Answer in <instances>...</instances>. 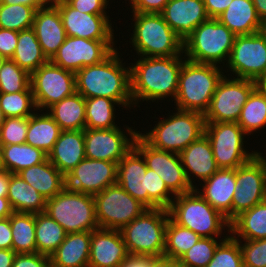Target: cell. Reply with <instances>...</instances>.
<instances>
[{
  "label": "cell",
  "mask_w": 266,
  "mask_h": 267,
  "mask_svg": "<svg viewBox=\"0 0 266 267\" xmlns=\"http://www.w3.org/2000/svg\"><path fill=\"white\" fill-rule=\"evenodd\" d=\"M183 53L169 57H140L130 65L131 95L136 107L141 100H175ZM184 60H183V59ZM139 101V102H138Z\"/></svg>",
  "instance_id": "6da1fadb"
},
{
  "label": "cell",
  "mask_w": 266,
  "mask_h": 267,
  "mask_svg": "<svg viewBox=\"0 0 266 267\" xmlns=\"http://www.w3.org/2000/svg\"><path fill=\"white\" fill-rule=\"evenodd\" d=\"M115 49L101 63L86 66L76 75V92L84 98L107 97L121 104V107H134L131 95L130 66L122 63ZM126 66V67H125ZM132 104V105H131Z\"/></svg>",
  "instance_id": "7a4b0ae2"
},
{
  "label": "cell",
  "mask_w": 266,
  "mask_h": 267,
  "mask_svg": "<svg viewBox=\"0 0 266 267\" xmlns=\"http://www.w3.org/2000/svg\"><path fill=\"white\" fill-rule=\"evenodd\" d=\"M220 66L186 59L179 74L175 109L205 114L216 87L225 74Z\"/></svg>",
  "instance_id": "3957f363"
},
{
  "label": "cell",
  "mask_w": 266,
  "mask_h": 267,
  "mask_svg": "<svg viewBox=\"0 0 266 267\" xmlns=\"http://www.w3.org/2000/svg\"><path fill=\"white\" fill-rule=\"evenodd\" d=\"M168 213L176 224L192 230L200 237L221 238L222 230L230 232V222L226 217L214 209L195 189L176 195Z\"/></svg>",
  "instance_id": "277c9868"
},
{
  "label": "cell",
  "mask_w": 266,
  "mask_h": 267,
  "mask_svg": "<svg viewBox=\"0 0 266 267\" xmlns=\"http://www.w3.org/2000/svg\"><path fill=\"white\" fill-rule=\"evenodd\" d=\"M166 119L159 120L147 133L138 134L152 147L181 153L205 132L204 114L195 111L175 110Z\"/></svg>",
  "instance_id": "5b68a950"
},
{
  "label": "cell",
  "mask_w": 266,
  "mask_h": 267,
  "mask_svg": "<svg viewBox=\"0 0 266 267\" xmlns=\"http://www.w3.org/2000/svg\"><path fill=\"white\" fill-rule=\"evenodd\" d=\"M131 44L140 57H169L183 53V41L165 22L162 14L132 12Z\"/></svg>",
  "instance_id": "8992f818"
},
{
  "label": "cell",
  "mask_w": 266,
  "mask_h": 267,
  "mask_svg": "<svg viewBox=\"0 0 266 267\" xmlns=\"http://www.w3.org/2000/svg\"><path fill=\"white\" fill-rule=\"evenodd\" d=\"M236 35L215 18L202 22L183 41V54L195 63H227ZM225 61V62H224Z\"/></svg>",
  "instance_id": "52a82bcc"
},
{
  "label": "cell",
  "mask_w": 266,
  "mask_h": 267,
  "mask_svg": "<svg viewBox=\"0 0 266 267\" xmlns=\"http://www.w3.org/2000/svg\"><path fill=\"white\" fill-rule=\"evenodd\" d=\"M168 209L148 208L120 231L128 254L164 256Z\"/></svg>",
  "instance_id": "ba28073f"
},
{
  "label": "cell",
  "mask_w": 266,
  "mask_h": 267,
  "mask_svg": "<svg viewBox=\"0 0 266 267\" xmlns=\"http://www.w3.org/2000/svg\"><path fill=\"white\" fill-rule=\"evenodd\" d=\"M45 212L59 223L66 233L92 232L99 228L94 196L68 187L46 200Z\"/></svg>",
  "instance_id": "9c48e42d"
},
{
  "label": "cell",
  "mask_w": 266,
  "mask_h": 267,
  "mask_svg": "<svg viewBox=\"0 0 266 267\" xmlns=\"http://www.w3.org/2000/svg\"><path fill=\"white\" fill-rule=\"evenodd\" d=\"M205 123L204 134L210 141L219 169H236L256 155V151L245 150L243 140L247 134L237 122Z\"/></svg>",
  "instance_id": "30bf717a"
},
{
  "label": "cell",
  "mask_w": 266,
  "mask_h": 267,
  "mask_svg": "<svg viewBox=\"0 0 266 267\" xmlns=\"http://www.w3.org/2000/svg\"><path fill=\"white\" fill-rule=\"evenodd\" d=\"M96 220L99 228L121 230L148 209L134 199L118 183L94 195Z\"/></svg>",
  "instance_id": "8fae6325"
},
{
  "label": "cell",
  "mask_w": 266,
  "mask_h": 267,
  "mask_svg": "<svg viewBox=\"0 0 266 267\" xmlns=\"http://www.w3.org/2000/svg\"><path fill=\"white\" fill-rule=\"evenodd\" d=\"M255 89L253 80L224 75L204 114L205 122H237L242 107Z\"/></svg>",
  "instance_id": "7c38bea8"
},
{
  "label": "cell",
  "mask_w": 266,
  "mask_h": 267,
  "mask_svg": "<svg viewBox=\"0 0 266 267\" xmlns=\"http://www.w3.org/2000/svg\"><path fill=\"white\" fill-rule=\"evenodd\" d=\"M30 85L41 113L76 92V75L49 60L31 74Z\"/></svg>",
  "instance_id": "4fadbf2b"
},
{
  "label": "cell",
  "mask_w": 266,
  "mask_h": 267,
  "mask_svg": "<svg viewBox=\"0 0 266 267\" xmlns=\"http://www.w3.org/2000/svg\"><path fill=\"white\" fill-rule=\"evenodd\" d=\"M114 40H89L67 36L52 63L76 73L78 70L101 63L114 50Z\"/></svg>",
  "instance_id": "5bb4252c"
},
{
  "label": "cell",
  "mask_w": 266,
  "mask_h": 267,
  "mask_svg": "<svg viewBox=\"0 0 266 267\" xmlns=\"http://www.w3.org/2000/svg\"><path fill=\"white\" fill-rule=\"evenodd\" d=\"M113 129H84L85 157L118 163L133 147L139 131L126 126Z\"/></svg>",
  "instance_id": "9a60e30c"
},
{
  "label": "cell",
  "mask_w": 266,
  "mask_h": 267,
  "mask_svg": "<svg viewBox=\"0 0 266 267\" xmlns=\"http://www.w3.org/2000/svg\"><path fill=\"white\" fill-rule=\"evenodd\" d=\"M134 147L142 154L147 168L155 171L175 196L191 192L195 189L190 185L186 177L178 153L154 148L139 134L135 139Z\"/></svg>",
  "instance_id": "2e32d148"
},
{
  "label": "cell",
  "mask_w": 266,
  "mask_h": 267,
  "mask_svg": "<svg viewBox=\"0 0 266 267\" xmlns=\"http://www.w3.org/2000/svg\"><path fill=\"white\" fill-rule=\"evenodd\" d=\"M226 66L234 78L256 81L266 74V41L258 33L236 35Z\"/></svg>",
  "instance_id": "e0dca14e"
},
{
  "label": "cell",
  "mask_w": 266,
  "mask_h": 267,
  "mask_svg": "<svg viewBox=\"0 0 266 267\" xmlns=\"http://www.w3.org/2000/svg\"><path fill=\"white\" fill-rule=\"evenodd\" d=\"M236 182L232 220L243 211L266 200V172L262 161L256 155L236 168Z\"/></svg>",
  "instance_id": "ac0fdd59"
},
{
  "label": "cell",
  "mask_w": 266,
  "mask_h": 267,
  "mask_svg": "<svg viewBox=\"0 0 266 267\" xmlns=\"http://www.w3.org/2000/svg\"><path fill=\"white\" fill-rule=\"evenodd\" d=\"M118 163L84 158L66 176V187L95 195L117 183Z\"/></svg>",
  "instance_id": "d6986e66"
},
{
  "label": "cell",
  "mask_w": 266,
  "mask_h": 267,
  "mask_svg": "<svg viewBox=\"0 0 266 267\" xmlns=\"http://www.w3.org/2000/svg\"><path fill=\"white\" fill-rule=\"evenodd\" d=\"M59 10L66 36L89 40H114V29L107 14L82 13L68 3L56 7Z\"/></svg>",
  "instance_id": "ffe728a7"
},
{
  "label": "cell",
  "mask_w": 266,
  "mask_h": 267,
  "mask_svg": "<svg viewBox=\"0 0 266 267\" xmlns=\"http://www.w3.org/2000/svg\"><path fill=\"white\" fill-rule=\"evenodd\" d=\"M128 255L120 230L98 228L91 232L88 267H120Z\"/></svg>",
  "instance_id": "44dd1931"
},
{
  "label": "cell",
  "mask_w": 266,
  "mask_h": 267,
  "mask_svg": "<svg viewBox=\"0 0 266 267\" xmlns=\"http://www.w3.org/2000/svg\"><path fill=\"white\" fill-rule=\"evenodd\" d=\"M161 14L182 41L209 19L203 0H169Z\"/></svg>",
  "instance_id": "7402d4cb"
},
{
  "label": "cell",
  "mask_w": 266,
  "mask_h": 267,
  "mask_svg": "<svg viewBox=\"0 0 266 267\" xmlns=\"http://www.w3.org/2000/svg\"><path fill=\"white\" fill-rule=\"evenodd\" d=\"M202 190H195L226 219L232 221V201L236 182V169H218L210 178L203 181ZM198 188V189H197ZM202 192H200V191Z\"/></svg>",
  "instance_id": "603a6c76"
},
{
  "label": "cell",
  "mask_w": 266,
  "mask_h": 267,
  "mask_svg": "<svg viewBox=\"0 0 266 267\" xmlns=\"http://www.w3.org/2000/svg\"><path fill=\"white\" fill-rule=\"evenodd\" d=\"M179 155L186 177L194 188L197 186L193 184V177L204 181L219 169L214 159L210 141L205 134L189 144Z\"/></svg>",
  "instance_id": "cb8c5ba5"
},
{
  "label": "cell",
  "mask_w": 266,
  "mask_h": 267,
  "mask_svg": "<svg viewBox=\"0 0 266 267\" xmlns=\"http://www.w3.org/2000/svg\"><path fill=\"white\" fill-rule=\"evenodd\" d=\"M32 28L43 53L51 60L67 37L59 10L56 7L38 9Z\"/></svg>",
  "instance_id": "d4e9b609"
},
{
  "label": "cell",
  "mask_w": 266,
  "mask_h": 267,
  "mask_svg": "<svg viewBox=\"0 0 266 267\" xmlns=\"http://www.w3.org/2000/svg\"><path fill=\"white\" fill-rule=\"evenodd\" d=\"M147 165L142 154L133 147L119 162L117 183L134 199L147 207Z\"/></svg>",
  "instance_id": "484cf974"
},
{
  "label": "cell",
  "mask_w": 266,
  "mask_h": 267,
  "mask_svg": "<svg viewBox=\"0 0 266 267\" xmlns=\"http://www.w3.org/2000/svg\"><path fill=\"white\" fill-rule=\"evenodd\" d=\"M84 130L62 131L48 160L66 176L85 158Z\"/></svg>",
  "instance_id": "4316f807"
},
{
  "label": "cell",
  "mask_w": 266,
  "mask_h": 267,
  "mask_svg": "<svg viewBox=\"0 0 266 267\" xmlns=\"http://www.w3.org/2000/svg\"><path fill=\"white\" fill-rule=\"evenodd\" d=\"M91 232L67 233L50 256L51 267H88Z\"/></svg>",
  "instance_id": "83f0119b"
},
{
  "label": "cell",
  "mask_w": 266,
  "mask_h": 267,
  "mask_svg": "<svg viewBox=\"0 0 266 267\" xmlns=\"http://www.w3.org/2000/svg\"><path fill=\"white\" fill-rule=\"evenodd\" d=\"M33 186L46 200L51 199L66 187L65 176L48 160L18 173Z\"/></svg>",
  "instance_id": "f1b7e54d"
},
{
  "label": "cell",
  "mask_w": 266,
  "mask_h": 267,
  "mask_svg": "<svg viewBox=\"0 0 266 267\" xmlns=\"http://www.w3.org/2000/svg\"><path fill=\"white\" fill-rule=\"evenodd\" d=\"M216 19L227 26L235 35L257 33L260 23L252 0H233Z\"/></svg>",
  "instance_id": "f546056e"
},
{
  "label": "cell",
  "mask_w": 266,
  "mask_h": 267,
  "mask_svg": "<svg viewBox=\"0 0 266 267\" xmlns=\"http://www.w3.org/2000/svg\"><path fill=\"white\" fill-rule=\"evenodd\" d=\"M47 111L62 131L85 129V98L78 92L54 103Z\"/></svg>",
  "instance_id": "4dcf8cb0"
},
{
  "label": "cell",
  "mask_w": 266,
  "mask_h": 267,
  "mask_svg": "<svg viewBox=\"0 0 266 267\" xmlns=\"http://www.w3.org/2000/svg\"><path fill=\"white\" fill-rule=\"evenodd\" d=\"M7 198L14 212L42 213L46 199L18 174L10 173Z\"/></svg>",
  "instance_id": "1f68e13d"
},
{
  "label": "cell",
  "mask_w": 266,
  "mask_h": 267,
  "mask_svg": "<svg viewBox=\"0 0 266 267\" xmlns=\"http://www.w3.org/2000/svg\"><path fill=\"white\" fill-rule=\"evenodd\" d=\"M230 233L237 240H242V238L243 240L265 239L266 200L235 217L230 222Z\"/></svg>",
  "instance_id": "d6a6232c"
},
{
  "label": "cell",
  "mask_w": 266,
  "mask_h": 267,
  "mask_svg": "<svg viewBox=\"0 0 266 267\" xmlns=\"http://www.w3.org/2000/svg\"><path fill=\"white\" fill-rule=\"evenodd\" d=\"M61 132L62 129L49 115L48 111L41 114L35 112L28 117V131L25 143L41 149L48 155Z\"/></svg>",
  "instance_id": "836d02e7"
},
{
  "label": "cell",
  "mask_w": 266,
  "mask_h": 267,
  "mask_svg": "<svg viewBox=\"0 0 266 267\" xmlns=\"http://www.w3.org/2000/svg\"><path fill=\"white\" fill-rule=\"evenodd\" d=\"M48 155L41 149L23 144L1 145V167L11 174H18L28 167L44 162Z\"/></svg>",
  "instance_id": "e575fe53"
},
{
  "label": "cell",
  "mask_w": 266,
  "mask_h": 267,
  "mask_svg": "<svg viewBox=\"0 0 266 267\" xmlns=\"http://www.w3.org/2000/svg\"><path fill=\"white\" fill-rule=\"evenodd\" d=\"M11 60L30 75L49 61L32 27L18 32L17 46Z\"/></svg>",
  "instance_id": "d590c367"
},
{
  "label": "cell",
  "mask_w": 266,
  "mask_h": 267,
  "mask_svg": "<svg viewBox=\"0 0 266 267\" xmlns=\"http://www.w3.org/2000/svg\"><path fill=\"white\" fill-rule=\"evenodd\" d=\"M63 227L46 212L35 214V238L37 253L51 256L64 241Z\"/></svg>",
  "instance_id": "8d00e7d4"
},
{
  "label": "cell",
  "mask_w": 266,
  "mask_h": 267,
  "mask_svg": "<svg viewBox=\"0 0 266 267\" xmlns=\"http://www.w3.org/2000/svg\"><path fill=\"white\" fill-rule=\"evenodd\" d=\"M12 250L16 254L36 253L35 214L13 212L10 215Z\"/></svg>",
  "instance_id": "74e56055"
},
{
  "label": "cell",
  "mask_w": 266,
  "mask_h": 267,
  "mask_svg": "<svg viewBox=\"0 0 266 267\" xmlns=\"http://www.w3.org/2000/svg\"><path fill=\"white\" fill-rule=\"evenodd\" d=\"M115 105L121 106L115 100L107 97L85 98L86 129H113L115 123Z\"/></svg>",
  "instance_id": "f35d334b"
},
{
  "label": "cell",
  "mask_w": 266,
  "mask_h": 267,
  "mask_svg": "<svg viewBox=\"0 0 266 267\" xmlns=\"http://www.w3.org/2000/svg\"><path fill=\"white\" fill-rule=\"evenodd\" d=\"M200 238L198 234L176 224L169 217L166 227L164 256L178 261Z\"/></svg>",
  "instance_id": "ab89813d"
},
{
  "label": "cell",
  "mask_w": 266,
  "mask_h": 267,
  "mask_svg": "<svg viewBox=\"0 0 266 267\" xmlns=\"http://www.w3.org/2000/svg\"><path fill=\"white\" fill-rule=\"evenodd\" d=\"M237 123L248 135L266 127V97L255 89L241 109Z\"/></svg>",
  "instance_id": "60d3db41"
},
{
  "label": "cell",
  "mask_w": 266,
  "mask_h": 267,
  "mask_svg": "<svg viewBox=\"0 0 266 267\" xmlns=\"http://www.w3.org/2000/svg\"><path fill=\"white\" fill-rule=\"evenodd\" d=\"M0 107L5 117H30L37 110L31 85L15 93H0Z\"/></svg>",
  "instance_id": "b9f144b4"
},
{
  "label": "cell",
  "mask_w": 266,
  "mask_h": 267,
  "mask_svg": "<svg viewBox=\"0 0 266 267\" xmlns=\"http://www.w3.org/2000/svg\"><path fill=\"white\" fill-rule=\"evenodd\" d=\"M36 9L21 4H0V28L20 32L31 28Z\"/></svg>",
  "instance_id": "7bdbcfd3"
},
{
  "label": "cell",
  "mask_w": 266,
  "mask_h": 267,
  "mask_svg": "<svg viewBox=\"0 0 266 267\" xmlns=\"http://www.w3.org/2000/svg\"><path fill=\"white\" fill-rule=\"evenodd\" d=\"M226 237L227 235L219 241L215 238L201 237L195 245L178 259L179 265L181 267H206L212 260L218 244Z\"/></svg>",
  "instance_id": "ee69618b"
},
{
  "label": "cell",
  "mask_w": 266,
  "mask_h": 267,
  "mask_svg": "<svg viewBox=\"0 0 266 267\" xmlns=\"http://www.w3.org/2000/svg\"><path fill=\"white\" fill-rule=\"evenodd\" d=\"M31 75L13 60L7 59L0 68V93L25 91L30 86Z\"/></svg>",
  "instance_id": "f6af8a7d"
},
{
  "label": "cell",
  "mask_w": 266,
  "mask_h": 267,
  "mask_svg": "<svg viewBox=\"0 0 266 267\" xmlns=\"http://www.w3.org/2000/svg\"><path fill=\"white\" fill-rule=\"evenodd\" d=\"M229 235L218 244L212 260L206 267H243L239 240Z\"/></svg>",
  "instance_id": "bcb514c9"
},
{
  "label": "cell",
  "mask_w": 266,
  "mask_h": 267,
  "mask_svg": "<svg viewBox=\"0 0 266 267\" xmlns=\"http://www.w3.org/2000/svg\"><path fill=\"white\" fill-rule=\"evenodd\" d=\"M146 183L147 208L168 209L175 195L168 189L162 178L155 171L147 168Z\"/></svg>",
  "instance_id": "7dc6e473"
},
{
  "label": "cell",
  "mask_w": 266,
  "mask_h": 267,
  "mask_svg": "<svg viewBox=\"0 0 266 267\" xmlns=\"http://www.w3.org/2000/svg\"><path fill=\"white\" fill-rule=\"evenodd\" d=\"M28 131V117H7L0 129V144H23Z\"/></svg>",
  "instance_id": "c3c4849f"
},
{
  "label": "cell",
  "mask_w": 266,
  "mask_h": 267,
  "mask_svg": "<svg viewBox=\"0 0 266 267\" xmlns=\"http://www.w3.org/2000/svg\"><path fill=\"white\" fill-rule=\"evenodd\" d=\"M239 240L243 256V267H266V238Z\"/></svg>",
  "instance_id": "681fc988"
},
{
  "label": "cell",
  "mask_w": 266,
  "mask_h": 267,
  "mask_svg": "<svg viewBox=\"0 0 266 267\" xmlns=\"http://www.w3.org/2000/svg\"><path fill=\"white\" fill-rule=\"evenodd\" d=\"M12 267H51V259L37 252L16 254Z\"/></svg>",
  "instance_id": "f907efd6"
},
{
  "label": "cell",
  "mask_w": 266,
  "mask_h": 267,
  "mask_svg": "<svg viewBox=\"0 0 266 267\" xmlns=\"http://www.w3.org/2000/svg\"><path fill=\"white\" fill-rule=\"evenodd\" d=\"M68 4L82 13L107 14L109 0H70Z\"/></svg>",
  "instance_id": "816d5d0a"
},
{
  "label": "cell",
  "mask_w": 266,
  "mask_h": 267,
  "mask_svg": "<svg viewBox=\"0 0 266 267\" xmlns=\"http://www.w3.org/2000/svg\"><path fill=\"white\" fill-rule=\"evenodd\" d=\"M18 32L0 28V54L11 59L16 50Z\"/></svg>",
  "instance_id": "f5cc1de1"
},
{
  "label": "cell",
  "mask_w": 266,
  "mask_h": 267,
  "mask_svg": "<svg viewBox=\"0 0 266 267\" xmlns=\"http://www.w3.org/2000/svg\"><path fill=\"white\" fill-rule=\"evenodd\" d=\"M169 0H131L132 12L161 14Z\"/></svg>",
  "instance_id": "db71d44e"
},
{
  "label": "cell",
  "mask_w": 266,
  "mask_h": 267,
  "mask_svg": "<svg viewBox=\"0 0 266 267\" xmlns=\"http://www.w3.org/2000/svg\"><path fill=\"white\" fill-rule=\"evenodd\" d=\"M233 0H203L209 18L221 15Z\"/></svg>",
  "instance_id": "11a10c76"
},
{
  "label": "cell",
  "mask_w": 266,
  "mask_h": 267,
  "mask_svg": "<svg viewBox=\"0 0 266 267\" xmlns=\"http://www.w3.org/2000/svg\"><path fill=\"white\" fill-rule=\"evenodd\" d=\"M0 249L12 250L10 216L5 219H0Z\"/></svg>",
  "instance_id": "9f6ffc18"
},
{
  "label": "cell",
  "mask_w": 266,
  "mask_h": 267,
  "mask_svg": "<svg viewBox=\"0 0 266 267\" xmlns=\"http://www.w3.org/2000/svg\"><path fill=\"white\" fill-rule=\"evenodd\" d=\"M155 257L129 254L120 267H150Z\"/></svg>",
  "instance_id": "6f0895ef"
},
{
  "label": "cell",
  "mask_w": 266,
  "mask_h": 267,
  "mask_svg": "<svg viewBox=\"0 0 266 267\" xmlns=\"http://www.w3.org/2000/svg\"><path fill=\"white\" fill-rule=\"evenodd\" d=\"M3 4H21L33 7L36 10L47 7L44 0H1Z\"/></svg>",
  "instance_id": "680465c9"
},
{
  "label": "cell",
  "mask_w": 266,
  "mask_h": 267,
  "mask_svg": "<svg viewBox=\"0 0 266 267\" xmlns=\"http://www.w3.org/2000/svg\"><path fill=\"white\" fill-rule=\"evenodd\" d=\"M150 267H181L177 260L169 257H155L151 263Z\"/></svg>",
  "instance_id": "91938a15"
},
{
  "label": "cell",
  "mask_w": 266,
  "mask_h": 267,
  "mask_svg": "<svg viewBox=\"0 0 266 267\" xmlns=\"http://www.w3.org/2000/svg\"><path fill=\"white\" fill-rule=\"evenodd\" d=\"M15 256L13 250L0 249V267H12Z\"/></svg>",
  "instance_id": "94428289"
},
{
  "label": "cell",
  "mask_w": 266,
  "mask_h": 267,
  "mask_svg": "<svg viewBox=\"0 0 266 267\" xmlns=\"http://www.w3.org/2000/svg\"><path fill=\"white\" fill-rule=\"evenodd\" d=\"M10 182V172L0 169V197H7Z\"/></svg>",
  "instance_id": "6125c7cd"
},
{
  "label": "cell",
  "mask_w": 266,
  "mask_h": 267,
  "mask_svg": "<svg viewBox=\"0 0 266 267\" xmlns=\"http://www.w3.org/2000/svg\"><path fill=\"white\" fill-rule=\"evenodd\" d=\"M13 212L8 198L0 197V219L8 218Z\"/></svg>",
  "instance_id": "be15d7a7"
},
{
  "label": "cell",
  "mask_w": 266,
  "mask_h": 267,
  "mask_svg": "<svg viewBox=\"0 0 266 267\" xmlns=\"http://www.w3.org/2000/svg\"><path fill=\"white\" fill-rule=\"evenodd\" d=\"M260 19L266 17V0H252Z\"/></svg>",
  "instance_id": "e7e4bbea"
},
{
  "label": "cell",
  "mask_w": 266,
  "mask_h": 267,
  "mask_svg": "<svg viewBox=\"0 0 266 267\" xmlns=\"http://www.w3.org/2000/svg\"><path fill=\"white\" fill-rule=\"evenodd\" d=\"M256 89L266 97V74L262 77H259L256 81Z\"/></svg>",
  "instance_id": "03108f58"
},
{
  "label": "cell",
  "mask_w": 266,
  "mask_h": 267,
  "mask_svg": "<svg viewBox=\"0 0 266 267\" xmlns=\"http://www.w3.org/2000/svg\"><path fill=\"white\" fill-rule=\"evenodd\" d=\"M257 33L266 41V17L260 19Z\"/></svg>",
  "instance_id": "003e7915"
},
{
  "label": "cell",
  "mask_w": 266,
  "mask_h": 267,
  "mask_svg": "<svg viewBox=\"0 0 266 267\" xmlns=\"http://www.w3.org/2000/svg\"><path fill=\"white\" fill-rule=\"evenodd\" d=\"M47 7H57L59 5L68 3L70 0H44Z\"/></svg>",
  "instance_id": "a7ac6f4b"
},
{
  "label": "cell",
  "mask_w": 266,
  "mask_h": 267,
  "mask_svg": "<svg viewBox=\"0 0 266 267\" xmlns=\"http://www.w3.org/2000/svg\"><path fill=\"white\" fill-rule=\"evenodd\" d=\"M256 156L262 161L266 172V153L265 156H263V153L256 152Z\"/></svg>",
  "instance_id": "89a4df30"
},
{
  "label": "cell",
  "mask_w": 266,
  "mask_h": 267,
  "mask_svg": "<svg viewBox=\"0 0 266 267\" xmlns=\"http://www.w3.org/2000/svg\"><path fill=\"white\" fill-rule=\"evenodd\" d=\"M5 115H4V113H3V111H2V109H1V107H0V129H1V127H2V125H3V123H4V121H5Z\"/></svg>",
  "instance_id": "2644e50d"
},
{
  "label": "cell",
  "mask_w": 266,
  "mask_h": 267,
  "mask_svg": "<svg viewBox=\"0 0 266 267\" xmlns=\"http://www.w3.org/2000/svg\"><path fill=\"white\" fill-rule=\"evenodd\" d=\"M6 60L7 58L0 54V68L3 66Z\"/></svg>",
  "instance_id": "8c879c8a"
},
{
  "label": "cell",
  "mask_w": 266,
  "mask_h": 267,
  "mask_svg": "<svg viewBox=\"0 0 266 267\" xmlns=\"http://www.w3.org/2000/svg\"><path fill=\"white\" fill-rule=\"evenodd\" d=\"M0 169H2L1 167V144H0Z\"/></svg>",
  "instance_id": "753ad0ef"
}]
</instances>
